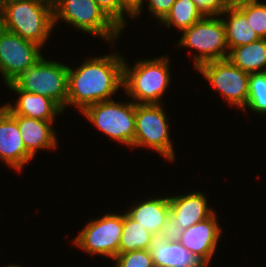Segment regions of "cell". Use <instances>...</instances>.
Instances as JSON below:
<instances>
[{"label":"cell","mask_w":266,"mask_h":267,"mask_svg":"<svg viewBox=\"0 0 266 267\" xmlns=\"http://www.w3.org/2000/svg\"><path fill=\"white\" fill-rule=\"evenodd\" d=\"M124 56L118 52L89 57L77 68L68 66L67 107L80 113L89 105L111 100L123 88Z\"/></svg>","instance_id":"6da1fadb"},{"label":"cell","mask_w":266,"mask_h":267,"mask_svg":"<svg viewBox=\"0 0 266 267\" xmlns=\"http://www.w3.org/2000/svg\"><path fill=\"white\" fill-rule=\"evenodd\" d=\"M162 56L138 59L134 67L125 60L126 57L124 58L123 89L134 103L162 104L161 97L171 83V61L167 54Z\"/></svg>","instance_id":"7a4b0ae2"},{"label":"cell","mask_w":266,"mask_h":267,"mask_svg":"<svg viewBox=\"0 0 266 267\" xmlns=\"http://www.w3.org/2000/svg\"><path fill=\"white\" fill-rule=\"evenodd\" d=\"M0 2L4 29L41 47L46 45L54 29L53 7L26 0H0Z\"/></svg>","instance_id":"3957f363"},{"label":"cell","mask_w":266,"mask_h":267,"mask_svg":"<svg viewBox=\"0 0 266 267\" xmlns=\"http://www.w3.org/2000/svg\"><path fill=\"white\" fill-rule=\"evenodd\" d=\"M54 27L64 21L83 33L97 36L114 47L123 32L98 6L95 0H56L53 7Z\"/></svg>","instance_id":"277c9868"},{"label":"cell","mask_w":266,"mask_h":267,"mask_svg":"<svg viewBox=\"0 0 266 267\" xmlns=\"http://www.w3.org/2000/svg\"><path fill=\"white\" fill-rule=\"evenodd\" d=\"M181 34L177 45L197 51L192 56L195 70L203 63L228 58L225 26L220 15H205Z\"/></svg>","instance_id":"5b68a950"},{"label":"cell","mask_w":266,"mask_h":267,"mask_svg":"<svg viewBox=\"0 0 266 267\" xmlns=\"http://www.w3.org/2000/svg\"><path fill=\"white\" fill-rule=\"evenodd\" d=\"M136 103L113 99L87 106L81 113L99 131L112 140L133 148Z\"/></svg>","instance_id":"8992f818"},{"label":"cell","mask_w":266,"mask_h":267,"mask_svg":"<svg viewBox=\"0 0 266 267\" xmlns=\"http://www.w3.org/2000/svg\"><path fill=\"white\" fill-rule=\"evenodd\" d=\"M164 110L162 104H136L133 149L137 147L152 149L173 163L176 156L169 133L170 118L166 116Z\"/></svg>","instance_id":"52a82bcc"},{"label":"cell","mask_w":266,"mask_h":267,"mask_svg":"<svg viewBox=\"0 0 266 267\" xmlns=\"http://www.w3.org/2000/svg\"><path fill=\"white\" fill-rule=\"evenodd\" d=\"M68 65L44 56L13 83L22 91L43 95L55 101L64 111L67 106Z\"/></svg>","instance_id":"ba28073f"},{"label":"cell","mask_w":266,"mask_h":267,"mask_svg":"<svg viewBox=\"0 0 266 267\" xmlns=\"http://www.w3.org/2000/svg\"><path fill=\"white\" fill-rule=\"evenodd\" d=\"M123 231V214L107 213L89 221L73 240L74 246L92 256L99 255L114 260L119 254Z\"/></svg>","instance_id":"9c48e42d"},{"label":"cell","mask_w":266,"mask_h":267,"mask_svg":"<svg viewBox=\"0 0 266 267\" xmlns=\"http://www.w3.org/2000/svg\"><path fill=\"white\" fill-rule=\"evenodd\" d=\"M196 70L221 94L222 99L227 100L228 105L242 110L246 107L249 73L234 66L228 59L203 63Z\"/></svg>","instance_id":"30bf717a"},{"label":"cell","mask_w":266,"mask_h":267,"mask_svg":"<svg viewBox=\"0 0 266 267\" xmlns=\"http://www.w3.org/2000/svg\"><path fill=\"white\" fill-rule=\"evenodd\" d=\"M38 44L19 35L0 29V74L7 85L16 80L43 56Z\"/></svg>","instance_id":"8fae6325"},{"label":"cell","mask_w":266,"mask_h":267,"mask_svg":"<svg viewBox=\"0 0 266 267\" xmlns=\"http://www.w3.org/2000/svg\"><path fill=\"white\" fill-rule=\"evenodd\" d=\"M214 212L209 218L175 233L173 236L206 267L216 252L222 229Z\"/></svg>","instance_id":"7c38bea8"},{"label":"cell","mask_w":266,"mask_h":267,"mask_svg":"<svg viewBox=\"0 0 266 267\" xmlns=\"http://www.w3.org/2000/svg\"><path fill=\"white\" fill-rule=\"evenodd\" d=\"M169 200L172 235L209 218L215 212L209 207V200L201 191L193 190L187 194L169 196Z\"/></svg>","instance_id":"4fadbf2b"},{"label":"cell","mask_w":266,"mask_h":267,"mask_svg":"<svg viewBox=\"0 0 266 267\" xmlns=\"http://www.w3.org/2000/svg\"><path fill=\"white\" fill-rule=\"evenodd\" d=\"M33 158L24 146L17 121L0 106V161L21 172Z\"/></svg>","instance_id":"5bb4252c"},{"label":"cell","mask_w":266,"mask_h":267,"mask_svg":"<svg viewBox=\"0 0 266 267\" xmlns=\"http://www.w3.org/2000/svg\"><path fill=\"white\" fill-rule=\"evenodd\" d=\"M125 212L155 237L170 234L169 196L142 199Z\"/></svg>","instance_id":"9a60e30c"},{"label":"cell","mask_w":266,"mask_h":267,"mask_svg":"<svg viewBox=\"0 0 266 267\" xmlns=\"http://www.w3.org/2000/svg\"><path fill=\"white\" fill-rule=\"evenodd\" d=\"M12 92L17 93L16 104H3V108L10 115H21L28 118L55 122L56 116L61 115L64 110L50 98L20 90L13 82L6 85ZM55 119V120H54Z\"/></svg>","instance_id":"2e32d148"},{"label":"cell","mask_w":266,"mask_h":267,"mask_svg":"<svg viewBox=\"0 0 266 267\" xmlns=\"http://www.w3.org/2000/svg\"><path fill=\"white\" fill-rule=\"evenodd\" d=\"M18 124L26 150L33 156L41 150H55L58 147L53 122L11 115ZM57 137V138H56Z\"/></svg>","instance_id":"e0dca14e"},{"label":"cell","mask_w":266,"mask_h":267,"mask_svg":"<svg viewBox=\"0 0 266 267\" xmlns=\"http://www.w3.org/2000/svg\"><path fill=\"white\" fill-rule=\"evenodd\" d=\"M154 267L203 265L172 234L155 237L149 248Z\"/></svg>","instance_id":"ac0fdd59"},{"label":"cell","mask_w":266,"mask_h":267,"mask_svg":"<svg viewBox=\"0 0 266 267\" xmlns=\"http://www.w3.org/2000/svg\"><path fill=\"white\" fill-rule=\"evenodd\" d=\"M220 16L225 26L226 43L229 51L232 48L250 44L260 39L249 26L246 16L235 5H231Z\"/></svg>","instance_id":"d6986e66"},{"label":"cell","mask_w":266,"mask_h":267,"mask_svg":"<svg viewBox=\"0 0 266 267\" xmlns=\"http://www.w3.org/2000/svg\"><path fill=\"white\" fill-rule=\"evenodd\" d=\"M234 66L247 73L266 71V39L232 48L227 58Z\"/></svg>","instance_id":"ffe728a7"},{"label":"cell","mask_w":266,"mask_h":267,"mask_svg":"<svg viewBox=\"0 0 266 267\" xmlns=\"http://www.w3.org/2000/svg\"><path fill=\"white\" fill-rule=\"evenodd\" d=\"M155 236L126 212L123 213V231L119 242V254L136 250H149Z\"/></svg>","instance_id":"44dd1931"},{"label":"cell","mask_w":266,"mask_h":267,"mask_svg":"<svg viewBox=\"0 0 266 267\" xmlns=\"http://www.w3.org/2000/svg\"><path fill=\"white\" fill-rule=\"evenodd\" d=\"M204 16L192 0H176L160 25L163 24L168 29L175 26L181 33Z\"/></svg>","instance_id":"7402d4cb"},{"label":"cell","mask_w":266,"mask_h":267,"mask_svg":"<svg viewBox=\"0 0 266 267\" xmlns=\"http://www.w3.org/2000/svg\"><path fill=\"white\" fill-rule=\"evenodd\" d=\"M248 86V100L243 112L248 108L266 116V71L249 73Z\"/></svg>","instance_id":"603a6c76"},{"label":"cell","mask_w":266,"mask_h":267,"mask_svg":"<svg viewBox=\"0 0 266 267\" xmlns=\"http://www.w3.org/2000/svg\"><path fill=\"white\" fill-rule=\"evenodd\" d=\"M235 5L247 18L249 26L260 39H266V3L247 2Z\"/></svg>","instance_id":"cb8c5ba5"},{"label":"cell","mask_w":266,"mask_h":267,"mask_svg":"<svg viewBox=\"0 0 266 267\" xmlns=\"http://www.w3.org/2000/svg\"><path fill=\"white\" fill-rule=\"evenodd\" d=\"M106 15L123 30L127 22L124 16L132 18V14L122 5L121 0H95Z\"/></svg>","instance_id":"d4e9b609"},{"label":"cell","mask_w":266,"mask_h":267,"mask_svg":"<svg viewBox=\"0 0 266 267\" xmlns=\"http://www.w3.org/2000/svg\"><path fill=\"white\" fill-rule=\"evenodd\" d=\"M113 261L120 267H154L149 250L120 253Z\"/></svg>","instance_id":"484cf974"},{"label":"cell","mask_w":266,"mask_h":267,"mask_svg":"<svg viewBox=\"0 0 266 267\" xmlns=\"http://www.w3.org/2000/svg\"><path fill=\"white\" fill-rule=\"evenodd\" d=\"M204 15H221L232 3L229 0H192Z\"/></svg>","instance_id":"4316f807"},{"label":"cell","mask_w":266,"mask_h":267,"mask_svg":"<svg viewBox=\"0 0 266 267\" xmlns=\"http://www.w3.org/2000/svg\"><path fill=\"white\" fill-rule=\"evenodd\" d=\"M176 0H148L147 10L159 23L165 18ZM144 2L146 3L147 0Z\"/></svg>","instance_id":"83f0119b"},{"label":"cell","mask_w":266,"mask_h":267,"mask_svg":"<svg viewBox=\"0 0 266 267\" xmlns=\"http://www.w3.org/2000/svg\"><path fill=\"white\" fill-rule=\"evenodd\" d=\"M121 3L133 15V19L139 17L143 11L144 0H121Z\"/></svg>","instance_id":"f1b7e54d"},{"label":"cell","mask_w":266,"mask_h":267,"mask_svg":"<svg viewBox=\"0 0 266 267\" xmlns=\"http://www.w3.org/2000/svg\"><path fill=\"white\" fill-rule=\"evenodd\" d=\"M26 1H35L38 3H43L45 5H49L51 7H54L56 0H26Z\"/></svg>","instance_id":"f546056e"},{"label":"cell","mask_w":266,"mask_h":267,"mask_svg":"<svg viewBox=\"0 0 266 267\" xmlns=\"http://www.w3.org/2000/svg\"><path fill=\"white\" fill-rule=\"evenodd\" d=\"M247 2H259V0H233L232 4H243Z\"/></svg>","instance_id":"4dcf8cb0"},{"label":"cell","mask_w":266,"mask_h":267,"mask_svg":"<svg viewBox=\"0 0 266 267\" xmlns=\"http://www.w3.org/2000/svg\"><path fill=\"white\" fill-rule=\"evenodd\" d=\"M176 267H206V266H204V265H178V266H176Z\"/></svg>","instance_id":"1f68e13d"},{"label":"cell","mask_w":266,"mask_h":267,"mask_svg":"<svg viewBox=\"0 0 266 267\" xmlns=\"http://www.w3.org/2000/svg\"><path fill=\"white\" fill-rule=\"evenodd\" d=\"M2 11H1V2H0V29L2 28Z\"/></svg>","instance_id":"d6a6232c"},{"label":"cell","mask_w":266,"mask_h":267,"mask_svg":"<svg viewBox=\"0 0 266 267\" xmlns=\"http://www.w3.org/2000/svg\"><path fill=\"white\" fill-rule=\"evenodd\" d=\"M6 267V266H5ZM7 267H22L21 265H7ZM24 267V266H23Z\"/></svg>","instance_id":"836d02e7"},{"label":"cell","mask_w":266,"mask_h":267,"mask_svg":"<svg viewBox=\"0 0 266 267\" xmlns=\"http://www.w3.org/2000/svg\"><path fill=\"white\" fill-rule=\"evenodd\" d=\"M114 264H115V266L114 267H120L118 264H116L115 262H114Z\"/></svg>","instance_id":"e575fe53"}]
</instances>
